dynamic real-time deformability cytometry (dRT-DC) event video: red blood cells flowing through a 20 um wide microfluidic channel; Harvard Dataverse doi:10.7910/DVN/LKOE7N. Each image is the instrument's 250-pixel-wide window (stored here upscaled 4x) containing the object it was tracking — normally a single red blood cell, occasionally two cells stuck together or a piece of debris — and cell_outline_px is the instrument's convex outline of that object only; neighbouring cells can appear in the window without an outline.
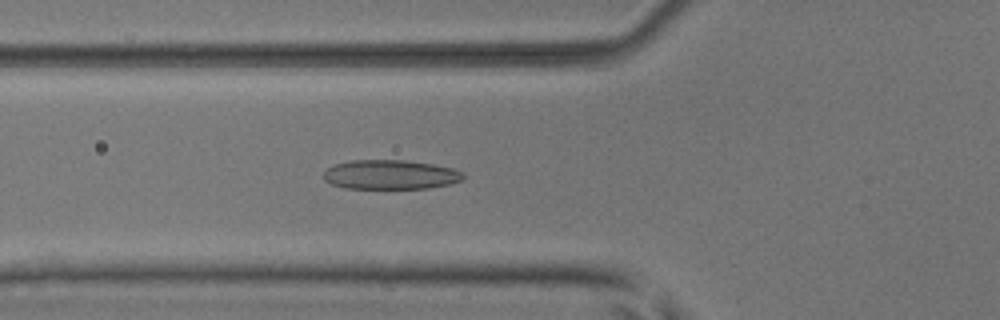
{"species": "common noctule bat (a hibernating species)", "species_latin": "Nyctalus noctula", "temperature_condition": "room temperature", "stored_images_in_passage": 50, "camera_frame_rate_fps": 3000, "um_per_image_px": 0.085, "animal": {"sex": "male", "body_mass_g": 17.9, "forearm_length_mm": 54.2}, "frame": {"image": 1, "passage_image": 17, "time_ms": 5.333, "image_size_px": [1000, 320], "cell_outline_px": [[464, 180], [448, 184], [428, 188], [344, 188], [332, 184], [324, 180], [324, 172], [332, 164], [352, 160], [404, 160], [432, 164], [452, 168], [464, 172]], "centroid_in_image_um": [33.18, 14.84], "position_along_channel_um": 92.6, "area_um2": 23.93}}
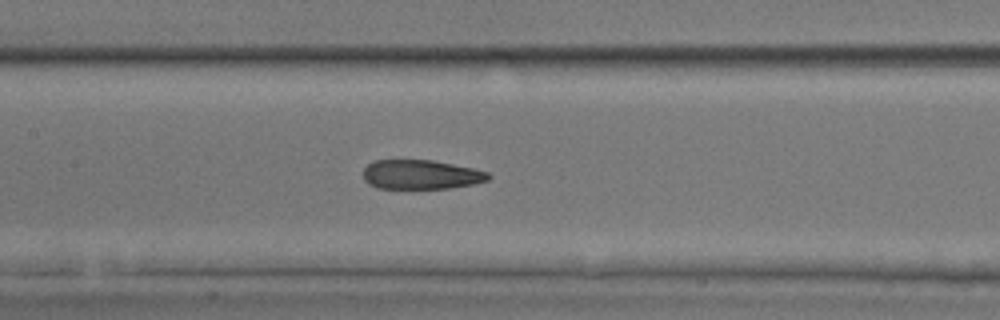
{"frame": {"image": 2, "passage_image": 23, "time_ms": 7.333, "image_size_px": [1000, 320], "cell_outline_px": [[492, 176], [488, 180], [472, 184], [448, 188], [376, 188], [368, 184], [364, 180], [364, 168], [372, 160], [432, 160], [472, 168], [488, 172]], "centroid_in_image_um": [35.75, 14.83], "position_along_channel_um": 171.6, "area_um2": 21.33}}
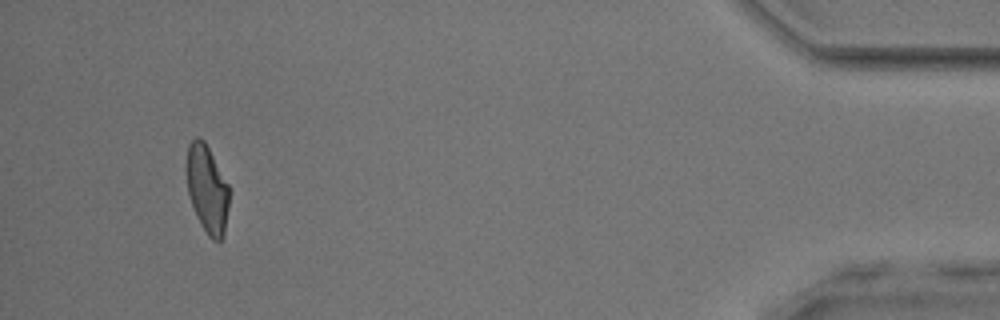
{"frame": {"image": 3, "passage_image": 47, "time_ms": 15.333, "image_size_px": [1000, 320], "cell_outline_px": [[228, 208], [224, 236], [220, 240], [212, 240], [208, 236], [200, 224], [196, 216], [188, 192], [184, 168], [184, 164], [188, 144], [196, 136], [200, 136], [204, 140], [228, 184]], "centroid_in_image_um": [17.56, 16.03], "position_along_channel_um": 417.6, "area_um2": 22.14}, "authors_computed_cell_mechanics": {"area_um2": 22.7443, "velocity_mm_per_s": 3.9363, "shape_relaxation_time_tau1_ms": 6.7951, "shape_relaxation_time_tau2_ms": 2.2606, "deformation_change_tau1": 0.1903, "deformation_change_tau2": 0.0988}}